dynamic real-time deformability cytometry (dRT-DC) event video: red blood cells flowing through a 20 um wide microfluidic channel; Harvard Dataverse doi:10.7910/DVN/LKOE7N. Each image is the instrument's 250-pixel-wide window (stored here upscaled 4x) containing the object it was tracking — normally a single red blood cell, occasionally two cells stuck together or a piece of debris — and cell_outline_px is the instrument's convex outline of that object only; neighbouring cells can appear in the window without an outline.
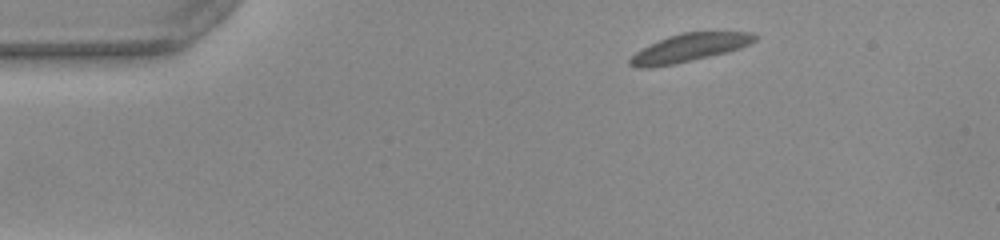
{"species": "common noctule bat (a hibernating species)", "species_latin": "Nyctalus noctula", "temperature_condition": "warm", "stored_images_in_passage": 46, "camera_frame_rate_fps": 3000, "um_per_image_px": 0.085, "animal": {"sex": "female", "body_mass_g": 22.0, "forearm_length_mm": 56.7}, "frame": {"image": 1, "passage_image": 1, "time_ms": 0.0, "image_size_px": [1000, 240], "cell_outline_px": [[756, 40], [740, 48], [728, 52], [692, 60], [652, 68], [636, 68], [628, 64], [628, 60], [636, 52], [668, 36], [684, 32], [752, 32], [756, 36]], "centroid_in_image_um": [58.58, 4.07], "position_along_channel_um": 26.4, "area_um2": 20.11}}
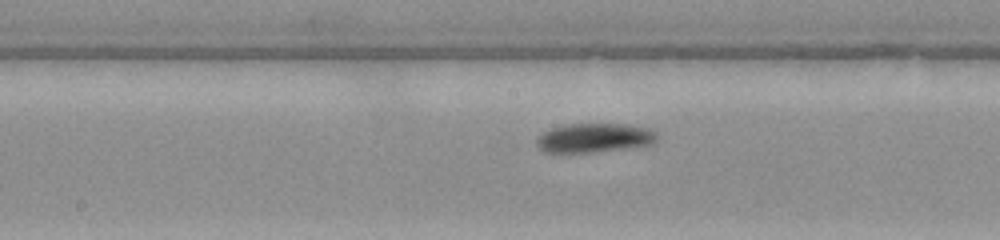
{"frame": {"image": 2, "passage_image": 20, "time_ms": 6.333, "image_size_px": [1000, 240], "cell_outline_px": [[656, 140], [652, 144], [628, 148], [592, 152], [544, 152], [536, 144], [536, 136], [552, 128], [568, 124], [628, 124], [648, 128], [656, 132]], "centroid_in_image_um": [50.51, 11.71], "position_along_channel_um": 197.7, "area_um2": 20.4}}
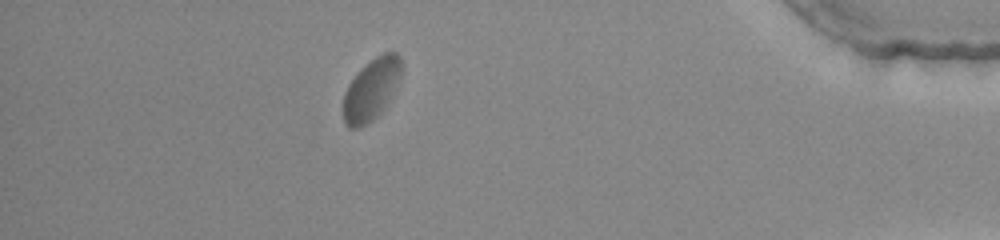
{"frame": {"image": 3, "passage_image": 40, "time_ms": 13.0, "image_size_px": [1000, 240], "cell_outline_px": [[404, 68], [388, 104], [372, 120], [356, 128], [348, 128], [344, 124], [344, 92], [348, 84], [360, 68], [376, 56], [384, 52], [396, 52], [400, 56]], "centroid_in_image_um": [31.59, 7.56], "position_along_channel_um": 403.6, "area_um2": 20.98}, "authors_computed_cell_mechanics": {"area_um2": 20.808, "velocity_mm_per_s": 3.7885, "shape_relaxation_time_tau1_ms": 2.1375, "shape_relaxation_time_tau2_ms": null, "deformation_change_tau1": 0.1164, "deformation_change_tau2": null}}